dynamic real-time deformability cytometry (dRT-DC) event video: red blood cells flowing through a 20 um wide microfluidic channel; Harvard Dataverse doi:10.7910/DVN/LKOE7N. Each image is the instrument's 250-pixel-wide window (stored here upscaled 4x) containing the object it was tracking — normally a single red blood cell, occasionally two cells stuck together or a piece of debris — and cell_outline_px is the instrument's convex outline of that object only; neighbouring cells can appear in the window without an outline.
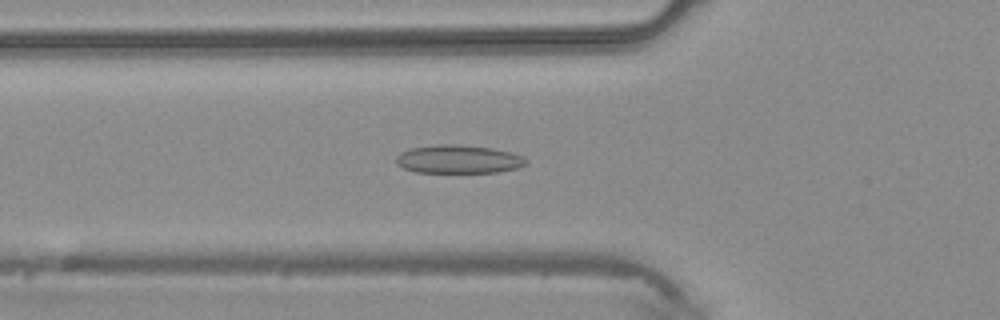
{"species": "common noctule bat (a hibernating species)", "species_latin": "Nyctalus noctula", "temperature_condition": "warm", "stored_images_in_passage": 30, "camera_frame_rate_fps": 3000, "um_per_image_px": 0.085, "animal": {"sex": "male", "body_mass_g": 20.4}, "frame": {"image": 1, "passage_image": 2, "time_ms": 0.333, "image_size_px": [1000, 320], "cell_outline_px": [[528, 160], [524, 164], [516, 168], [496, 172], [416, 172], [404, 168], [396, 164], [396, 156], [400, 152], [408, 148], [436, 144], [452, 144], [492, 148], [524, 156]], "centroid_in_image_um": [38.91, 13.52], "position_along_channel_um": 86.9, "area_um2": 21.39}}
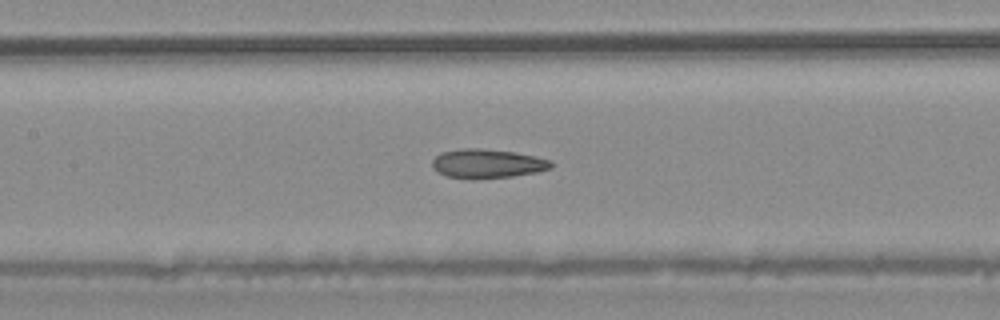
{"frame": {"image": 2, "passage_image": 7, "time_ms": 2.0, "image_size_px": [1000, 320], "cell_outline_px": [[552, 168], [536, 172], [512, 176], [472, 180], [448, 176], [436, 172], [432, 168], [432, 160], [440, 152], [464, 148], [480, 148], [516, 152], [536, 156], [552, 160]], "centroid_in_image_um": [41.41, 13.91], "position_along_channel_um": 166.0, "area_um2": 20.46}}
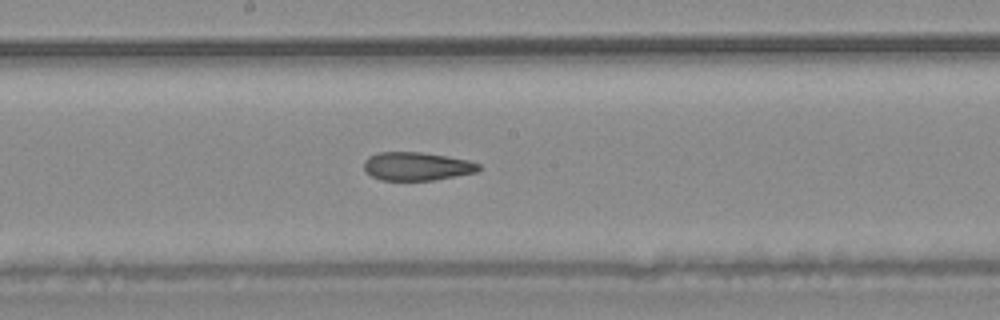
{"frame": {"image": 3, "passage_image": 10, "time_ms": 3.0, "image_size_px": [1000, 320], "cell_outline_px": [[480, 168], [476, 172], [432, 180], [380, 180], [364, 172], [364, 160], [368, 156], [380, 152], [420, 152], [448, 156], [468, 160], [480, 164]], "centroid_in_image_um": [35.39, 14.13], "position_along_channel_um": 212.8, "area_um2": 18.96}}